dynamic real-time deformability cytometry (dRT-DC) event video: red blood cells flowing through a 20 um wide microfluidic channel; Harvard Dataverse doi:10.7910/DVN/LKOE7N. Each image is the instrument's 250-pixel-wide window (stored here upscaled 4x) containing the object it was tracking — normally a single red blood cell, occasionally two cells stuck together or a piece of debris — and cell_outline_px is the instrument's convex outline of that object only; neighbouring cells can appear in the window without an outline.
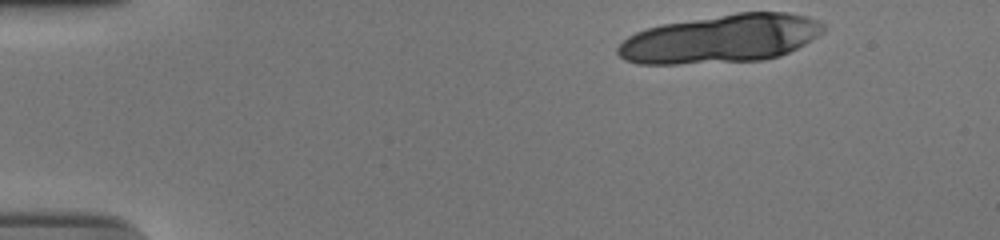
{"species": "human", "species_latin": "Homo sapiens", "temperature_condition": "cold", "stored_images_in_passage": 14, "camera_frame_rate_fps": 3000, "um_per_image_px": 0.085, "donor": {"sex": "male"}, "frame": {"image": 1, "passage_image": 1, "time_ms": 0.0, "image_size_px": [1000, 240], "cell_outline_px": [[824, 32], [804, 44], [780, 56], [764, 60], [680, 64], [636, 64], [624, 60], [616, 52], [616, 48], [628, 36], [636, 32], [660, 24], [736, 12], [788, 12], [804, 16], [816, 20], [824, 24]], "centroid_in_image_um": [61.25, 3.3], "position_along_channel_um": 23.8, "area_um2": 58.15}}